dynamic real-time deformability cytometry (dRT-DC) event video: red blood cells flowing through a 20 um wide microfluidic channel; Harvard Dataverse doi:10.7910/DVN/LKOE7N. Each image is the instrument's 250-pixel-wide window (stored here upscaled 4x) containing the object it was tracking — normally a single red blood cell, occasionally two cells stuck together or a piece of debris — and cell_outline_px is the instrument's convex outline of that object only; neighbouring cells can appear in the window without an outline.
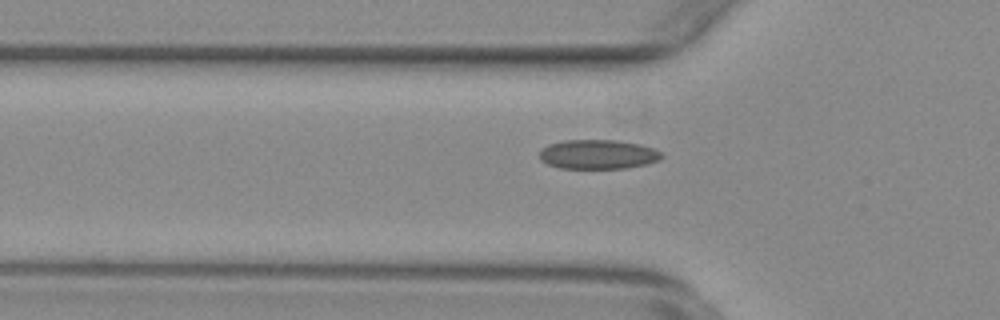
{"species": "common noctule bat (a hibernating species)", "species_latin": "Nyctalus noctula", "temperature_condition": "warm", "stored_images_in_passage": 39, "camera_frame_rate_fps": 3000, "um_per_image_px": 0.085, "animal": {"sex": "female", "body_mass_g": 29.2, "forearm_length_mm": 56.3}, "frame": {"image": 1, "passage_image": 8, "time_ms": 2.333, "image_size_px": [1000, 320], "cell_outline_px": [[664, 156], [660, 160], [644, 164], [624, 168], [560, 168], [548, 164], [540, 160], [540, 148], [548, 144], [564, 140], [616, 140], [640, 144], [652, 148], [660, 152]], "centroid_in_image_um": [50.8, 13.11], "position_along_channel_um": 75.0, "area_um2": 20.87}}
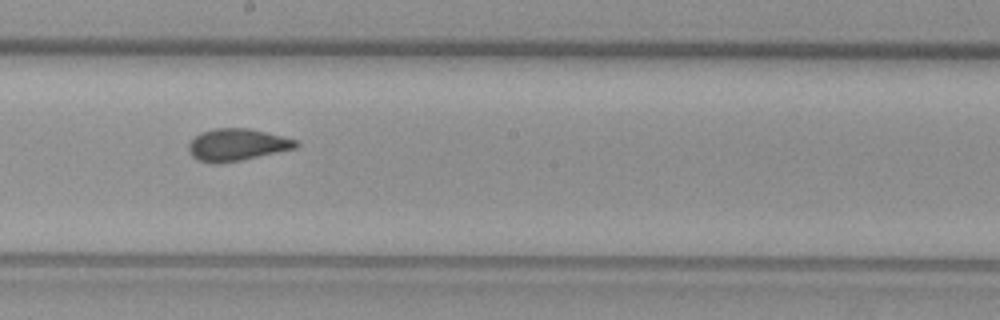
{"frame": {"image": 2, "passage_image": 20, "time_ms": 6.333, "image_size_px": [1000, 320], "cell_outline_px": [[300, 144], [296, 148], [240, 160], [216, 164], [196, 160], [188, 152], [188, 144], [200, 132], [216, 128], [248, 128], [296, 140]], "centroid_in_image_um": [20.09, 12.31], "position_along_channel_um": 228.1, "area_um2": 19.88}}
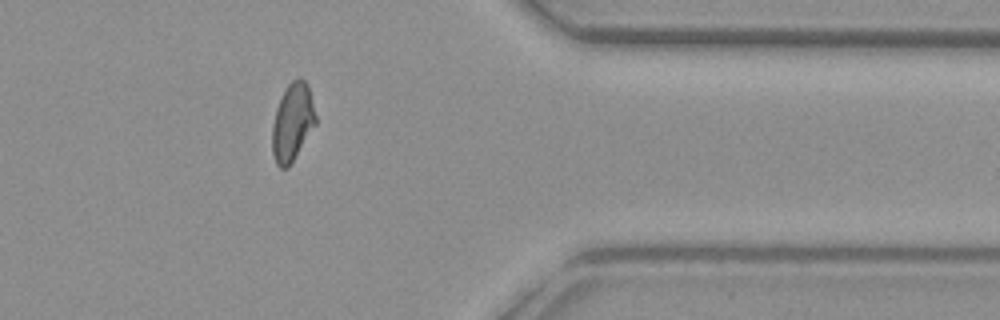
{"frame": {"image": 3, "passage_image": 34, "time_ms": 11.0, "image_size_px": [1000, 320], "cell_outline_px": [[316, 124], [288, 168], [280, 168], [276, 164], [272, 152], [272, 124], [276, 108], [288, 84], [292, 80], [300, 76], [308, 84], [316, 116]], "centroid_in_image_um": [24.85, 10.39], "position_along_channel_um": 386.5, "area_um2": 19.65}}